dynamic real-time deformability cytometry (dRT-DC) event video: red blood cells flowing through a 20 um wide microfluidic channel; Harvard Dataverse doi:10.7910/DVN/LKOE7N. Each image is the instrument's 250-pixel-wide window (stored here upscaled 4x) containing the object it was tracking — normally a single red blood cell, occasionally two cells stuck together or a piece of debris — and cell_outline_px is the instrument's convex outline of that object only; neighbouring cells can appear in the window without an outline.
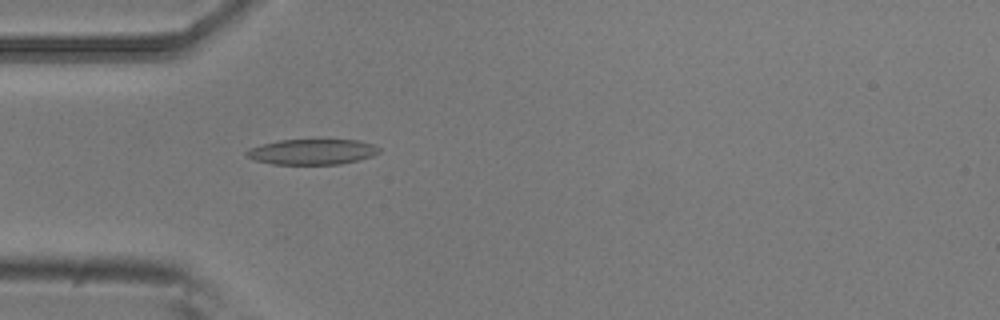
{"species": "common noctule bat (a hibernating species)", "species_latin": "Nyctalus noctula", "temperature_condition": "room temperature", "stored_images_in_passage": 3, "camera_frame_rate_fps": 3000, "um_per_image_px": 0.085, "animal": {"sex": "male", "body_mass_g": 20.5, "forearm_length_mm": 52.5}, "frame": {"image": 1, "passage_image": 3, "time_ms": 0.667, "image_size_px": [1000, 320], "cell_outline_px": [[380, 152], [372, 156], [340, 164], [272, 164], [256, 160], [248, 156], [244, 152], [248, 148], [280, 140], [360, 140], [372, 144], [380, 148]], "centroid_in_image_um": [26.54, 12.9], "position_along_channel_um": 58.5, "area_um2": 19.48}}